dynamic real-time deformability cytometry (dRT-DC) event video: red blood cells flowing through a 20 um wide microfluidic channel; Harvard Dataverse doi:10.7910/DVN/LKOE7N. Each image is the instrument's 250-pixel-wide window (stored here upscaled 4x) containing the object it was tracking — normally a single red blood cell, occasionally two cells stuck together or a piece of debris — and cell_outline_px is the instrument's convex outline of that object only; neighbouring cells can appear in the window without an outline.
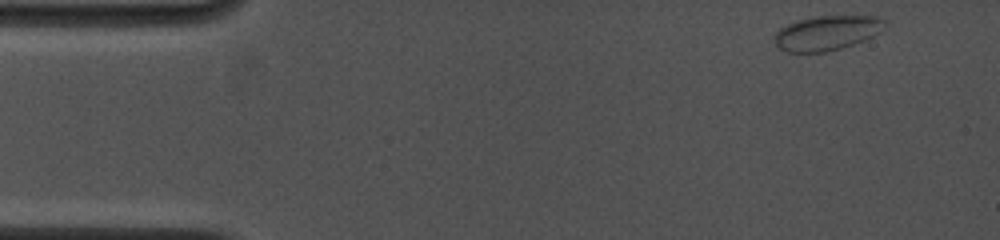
{"species": "common noctule bat (a hibernating species)", "species_latin": "Nyctalus noctula", "temperature_condition": "cold", "stored_images_in_passage": 11, "camera_frame_rate_fps": 4500, "um_per_image_px": 0.085, "animal": {"sex": "female", "body_mass_g": 19.0, "forearm_length_mm": 53.3}, "frame": {"image": 1, "passage_image": 1, "time_ms": 0.0, "image_size_px": [1000, 240], "cell_outline_px": [[884, 20], [880, 32], [864, 40], [840, 48], [824, 52], [788, 52], [780, 48], [776, 44], [776, 32], [780, 28], [788, 24], [800, 20], [820, 16], [872, 16]], "centroid_in_image_um": [70.26, 2.8], "position_along_channel_um": 14.7, "area_um2": 21.62}}
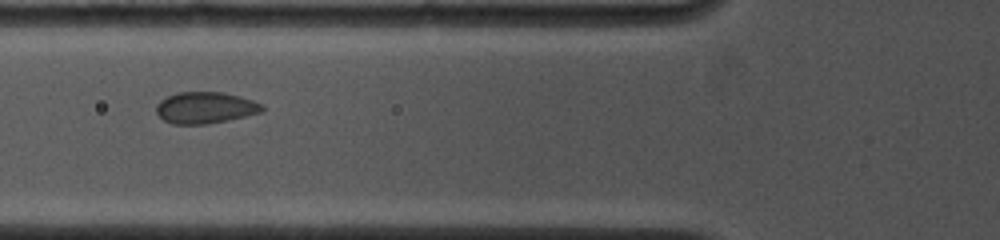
{"frame": {"image": 2, "passage_image": 8, "time_ms": 4.889, "image_size_px": [1000, 240], "cell_outline_px": [[264, 108], [260, 112], [244, 116], [208, 124], [172, 124], [164, 120], [156, 112], [156, 104], [160, 100], [176, 92], [224, 92], [240, 96], [252, 100], [260, 104]], "centroid_in_image_um": [17.4, 9.15], "position_along_channel_um": 108.4, "area_um2": 19.31}}
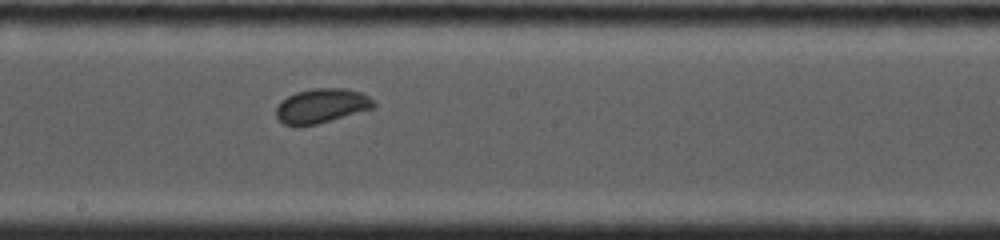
{"frame": {"image": 3, "passage_image": 11, "time_ms": 7.778, "image_size_px": [1000, 240], "cell_outline_px": [[376, 104], [372, 108], [316, 124], [296, 128], [284, 124], [276, 116], [276, 108], [288, 96], [296, 92], [312, 88], [344, 88], [360, 92], [368, 96]], "centroid_in_image_um": [27.29, 9.0], "position_along_channel_um": 220.9, "area_um2": 19.42}}